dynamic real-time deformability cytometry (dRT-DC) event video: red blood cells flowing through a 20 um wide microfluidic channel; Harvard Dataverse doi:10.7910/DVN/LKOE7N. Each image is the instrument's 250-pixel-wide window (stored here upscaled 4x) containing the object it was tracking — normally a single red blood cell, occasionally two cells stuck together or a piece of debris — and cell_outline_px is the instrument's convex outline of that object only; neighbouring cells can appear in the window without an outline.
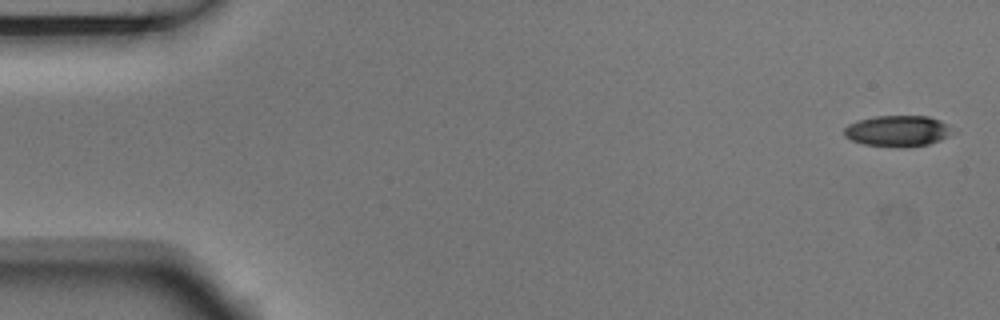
{"species": "Egyptian fruit bat (a non-hibernating species)", "species_latin": "Rousettus aegyptiacus", "temperature_condition": "room temperature", "stored_images_in_passage": 5, "camera_frame_rate_fps": 3000, "um_per_image_px": 0.085, "animal": {"sex": "male"}, "frame": {"image": 1, "passage_image": 1, "time_ms": 0.0, "image_size_px": [1000, 320], "cell_outline_px": [[956, 132], [940, 140], [928, 144], [864, 144], [852, 140], [844, 136], [844, 128], [848, 124], [860, 120], [876, 116], [928, 116], [940, 120], [948, 124]], "centroid_in_image_um": [76.34, 11.07], "position_along_channel_um": 8.7, "area_um2": 18.79}}
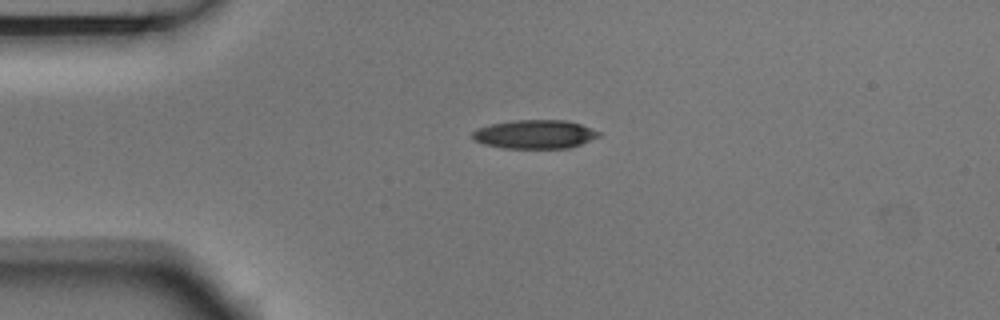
{"frame": {"image": 2, "passage_image": 4, "time_ms": 1.0, "image_size_px": [1000, 320], "cell_outline_px": [[600, 136], [580, 144], [568, 148], [504, 148], [484, 144], [476, 140], [472, 136], [472, 132], [476, 128], [492, 124], [516, 120], [568, 120], [580, 124], [600, 132]], "centroid_in_image_um": [45.46, 11.41], "position_along_channel_um": 39.5, "area_um2": 20.98}}